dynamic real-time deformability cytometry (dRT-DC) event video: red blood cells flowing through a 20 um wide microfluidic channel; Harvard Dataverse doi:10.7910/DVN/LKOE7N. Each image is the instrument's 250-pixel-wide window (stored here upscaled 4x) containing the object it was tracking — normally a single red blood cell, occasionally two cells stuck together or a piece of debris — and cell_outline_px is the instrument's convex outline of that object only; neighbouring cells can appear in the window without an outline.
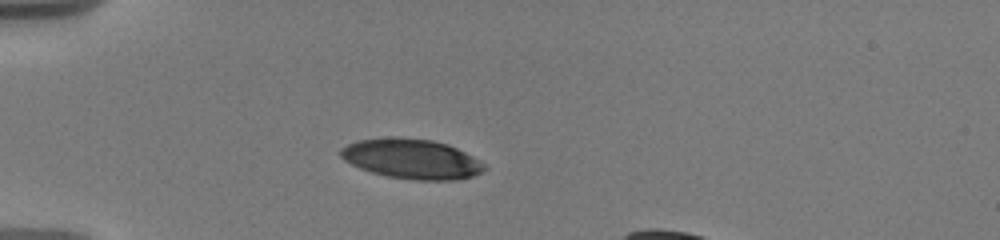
{"species": "human", "species_latin": "Homo sapiens", "temperature_condition": "warm", "stored_images_in_passage": 59, "camera_frame_rate_fps": 3000, "um_per_image_px": 0.085, "donor": {"sex": "male"}, "frame": {"image": 1, "passage_image": 1, "time_ms": 0.0, "image_size_px": [1000, 240], "cell_outline_px": [[488, 168], [472, 176], [452, 180], [416, 180], [388, 176], [372, 172], [360, 168], [344, 160], [340, 156], [340, 148], [348, 144], [360, 140], [432, 140], [448, 144], [480, 160]], "centroid_in_image_um": [35.03, 13.55], "position_along_channel_um": 50.0, "area_um2": 32.19}}
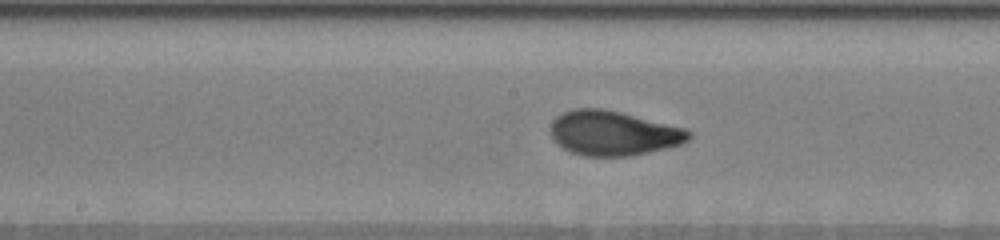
{"frame": {"image": 2, "passage_image": 26, "time_ms": 4.667, "image_size_px": [1000, 240], "cell_outline_px": [[692, 136], [688, 140], [680, 144], [648, 152], [628, 156], [584, 156], [572, 152], [556, 144], [552, 140], [552, 120], [556, 116], [564, 112], [576, 108], [600, 108], [620, 112], [684, 128], [692, 132]], "centroid_in_image_um": [52.11, 11.32], "position_along_channel_um": 196.1, "area_um2": 35.66}}
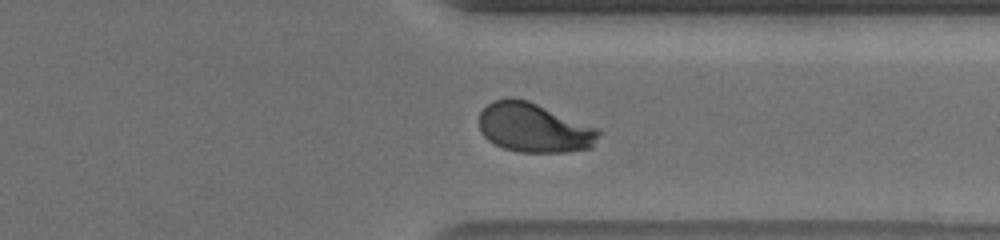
{"frame": {"image": 3, "passage_image": 44, "time_ms": 9.333, "image_size_px": [1000, 240], "cell_outline_px": [[600, 136], [592, 148], [564, 152], [520, 152], [504, 148], [488, 140], [480, 132], [480, 112], [492, 100], [508, 96], [512, 96], [528, 100], [600, 128]], "centroid_in_image_um": [45.41, 10.84], "position_along_channel_um": 366.0, "area_um2": 34.8}}